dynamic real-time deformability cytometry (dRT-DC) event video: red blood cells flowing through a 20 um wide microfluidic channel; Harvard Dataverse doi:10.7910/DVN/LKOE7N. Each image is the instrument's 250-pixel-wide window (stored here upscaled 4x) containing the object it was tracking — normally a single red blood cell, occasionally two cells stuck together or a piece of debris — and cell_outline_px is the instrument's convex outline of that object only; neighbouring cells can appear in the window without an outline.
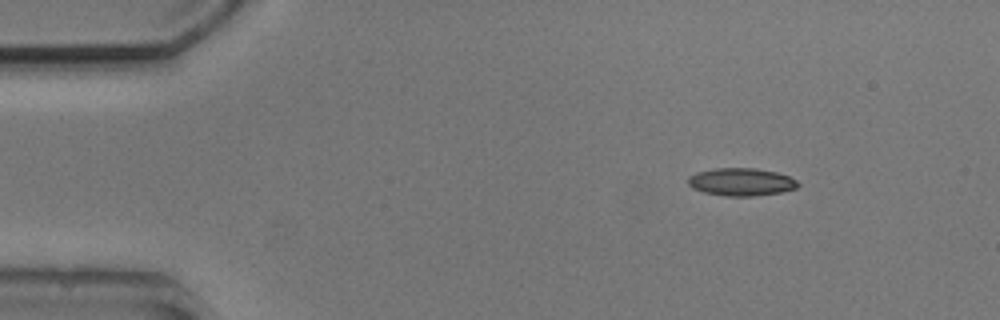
{"species": "common noctule bat (a hibernating species)", "species_latin": "Nyctalus noctula", "temperature_condition": "cold", "stored_images_in_passage": 5, "camera_frame_rate_fps": 3000, "um_per_image_px": 0.085, "animal": {"sex": "male", "body_mass_g": 20.5, "forearm_length_mm": 52.5}, "frame": {"image": 1, "passage_image": 2, "time_ms": 1.333, "image_size_px": [1000, 320], "cell_outline_px": [[800, 184], [796, 188], [780, 192], [752, 196], [728, 196], [704, 192], [692, 188], [688, 184], [688, 176], [696, 172], [716, 168], [756, 168], [776, 172], [788, 176], [796, 180]], "centroid_in_image_um": [62.98, 15.45], "position_along_channel_um": 22.0, "area_um2": 17.69}}
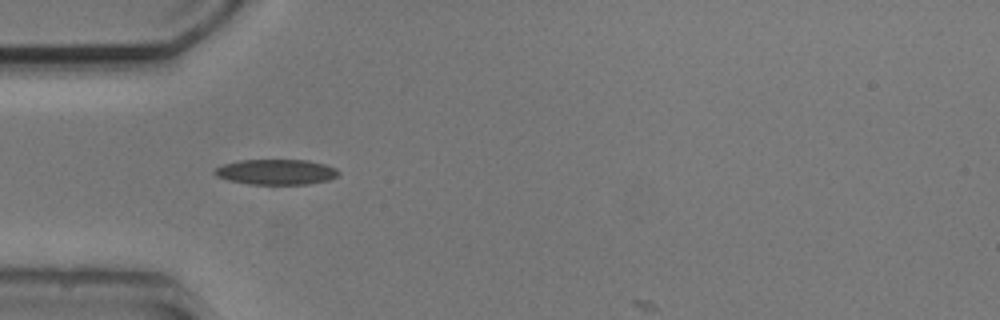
{"frame": {"image": 2, "passage_image": 4, "time_ms": 4.333, "image_size_px": [1000, 320], "cell_outline_px": [[340, 172], [336, 176], [328, 180], [308, 184], [248, 184], [228, 180], [216, 176], [212, 172], [212, 168], [224, 164], [240, 160], [308, 160], [324, 164], [336, 168]], "centroid_in_image_um": [23.43, 14.61], "position_along_channel_um": 61.6, "area_um2": 18.38}}